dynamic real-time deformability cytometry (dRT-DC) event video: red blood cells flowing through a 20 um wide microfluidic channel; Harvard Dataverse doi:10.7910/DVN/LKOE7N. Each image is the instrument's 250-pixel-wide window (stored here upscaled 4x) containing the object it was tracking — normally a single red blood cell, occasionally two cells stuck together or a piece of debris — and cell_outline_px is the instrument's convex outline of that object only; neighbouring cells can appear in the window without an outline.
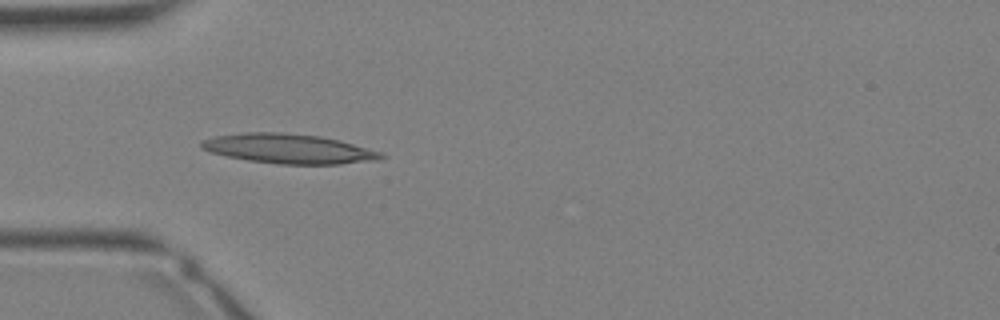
{"species": "Egyptian fruit bat (a non-hibernating species)", "species_latin": "Rousettus aegyptiacus", "temperature_condition": "warm", "stored_images_in_passage": 26, "camera_frame_rate_fps": 3000, "um_per_image_px": 0.085, "animal": {"sex": "female"}, "frame": {"image": 1, "passage_image": 5, "time_ms": 1.333, "image_size_px": [1000, 320], "cell_outline_px": [[388, 156], [380, 160], [340, 164], [276, 164], [248, 160], [228, 156], [212, 152], [200, 148], [200, 140], [216, 136], [244, 132], [280, 132], [320, 136], [340, 140], [380, 152]], "centroid_in_image_um": [24.55, 12.64], "position_along_channel_um": 60.4, "area_um2": 31.04}}
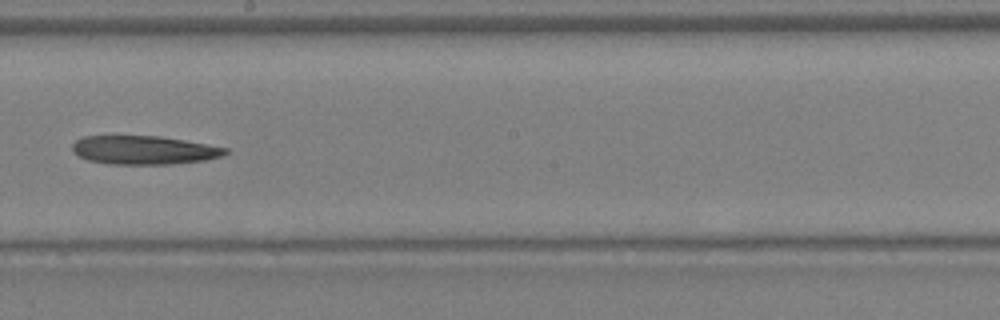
{"frame": {"image": 2, "passage_image": 14, "time_ms": 4.333, "image_size_px": [1000, 320], "cell_outline_px": [[228, 152], [224, 156], [204, 160], [168, 164], [108, 164], [88, 160], [72, 152], [72, 144], [76, 140], [84, 136], [160, 136], [208, 144], [228, 148]], "centroid_in_image_um": [12.24, 12.75], "position_along_channel_um": 236.0, "area_um2": 25.55}}
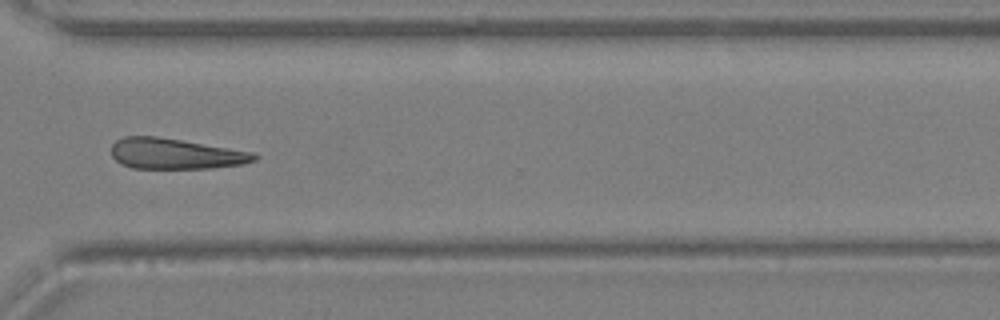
{"frame": {"image": 3, "passage_image": 20, "time_ms": 6.333, "image_size_px": [1000, 320], "cell_outline_px": [[260, 156], [256, 160], [244, 164], [212, 168], [132, 168], [120, 164], [112, 156], [112, 144], [116, 140], [124, 136], [156, 136], [256, 152]], "centroid_in_image_um": [14.94, 13.07], "position_along_channel_um": 355.7, "area_um2": 25.72}}